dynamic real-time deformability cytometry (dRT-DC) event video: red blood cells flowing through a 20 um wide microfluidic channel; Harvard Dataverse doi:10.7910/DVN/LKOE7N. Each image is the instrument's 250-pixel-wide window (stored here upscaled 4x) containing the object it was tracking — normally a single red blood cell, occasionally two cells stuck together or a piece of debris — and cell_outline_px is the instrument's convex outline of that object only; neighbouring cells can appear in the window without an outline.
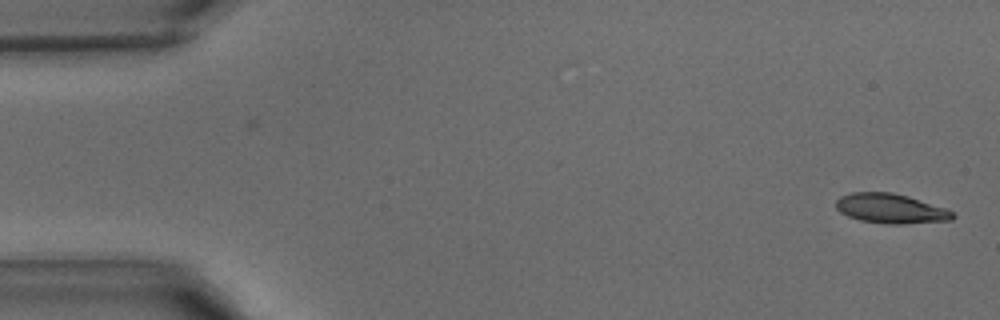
{"species": "common noctule bat (a hibernating species)", "species_latin": "Nyctalus noctula", "temperature_condition": "warm", "stored_images_in_passage": 41, "camera_frame_rate_fps": 3000, "um_per_image_px": 0.085, "animal": {"sex": "male", "body_mass_g": 15.6}, "frame": {"image": 1, "passage_image": 1, "time_ms": 0.0, "image_size_px": [1000, 320], "cell_outline_px": [[956, 216], [952, 220], [900, 224], [888, 224], [860, 220], [848, 216], [840, 212], [836, 208], [836, 200], [840, 196], [852, 192], [892, 192], [908, 196], [944, 208], [952, 212]], "centroid_in_image_um": [75.68, 17.72], "position_along_channel_um": 9.3, "area_um2": 20.06}}
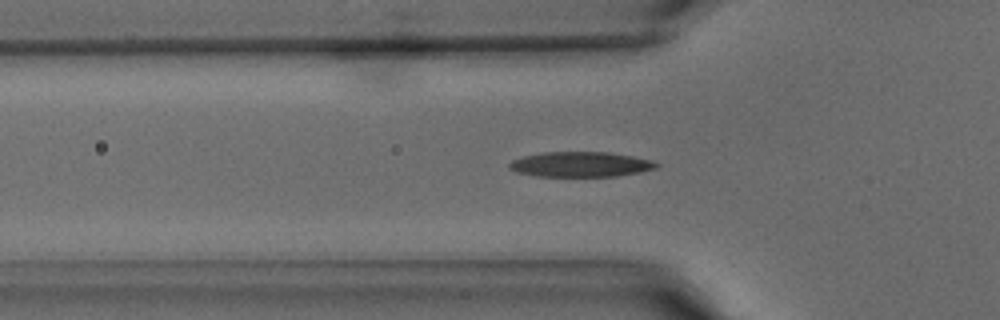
{"frame": {"image": 2, "passage_image": 13, "time_ms": 4.0, "image_size_px": [1000, 320], "cell_outline_px": [[660, 164], [656, 168], [640, 172], [616, 176], [536, 176], [516, 172], [508, 168], [508, 164], [512, 160], [524, 156], [544, 152], [608, 152], [632, 156], [652, 160]], "centroid_in_image_um": [49.34, 13.97], "position_along_channel_um": 76.5, "area_um2": 21.5}}
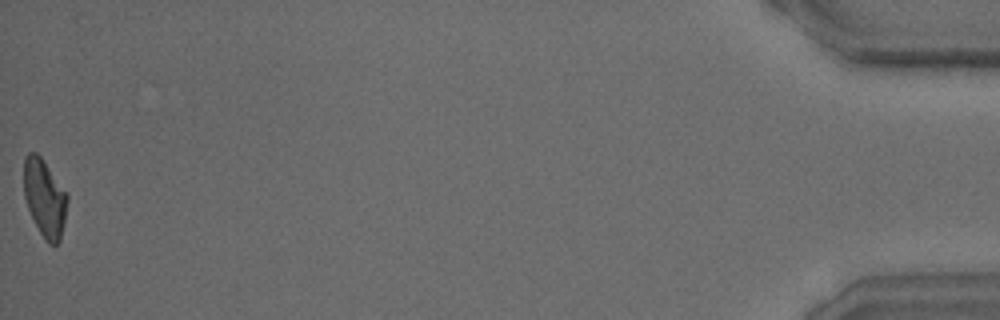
{"frame": {"image": 3, "passage_image": 41, "time_ms": 13.333, "image_size_px": [1000, 320], "cell_outline_px": [[68, 200], [60, 240], [56, 244], [48, 244], [40, 232], [28, 208], [24, 196], [24, 156], [28, 152], [36, 152], [40, 156], [68, 196]], "centroid_in_image_um": [3.77, 16.82], "position_along_channel_um": 431.4, "area_um2": 19.19}}